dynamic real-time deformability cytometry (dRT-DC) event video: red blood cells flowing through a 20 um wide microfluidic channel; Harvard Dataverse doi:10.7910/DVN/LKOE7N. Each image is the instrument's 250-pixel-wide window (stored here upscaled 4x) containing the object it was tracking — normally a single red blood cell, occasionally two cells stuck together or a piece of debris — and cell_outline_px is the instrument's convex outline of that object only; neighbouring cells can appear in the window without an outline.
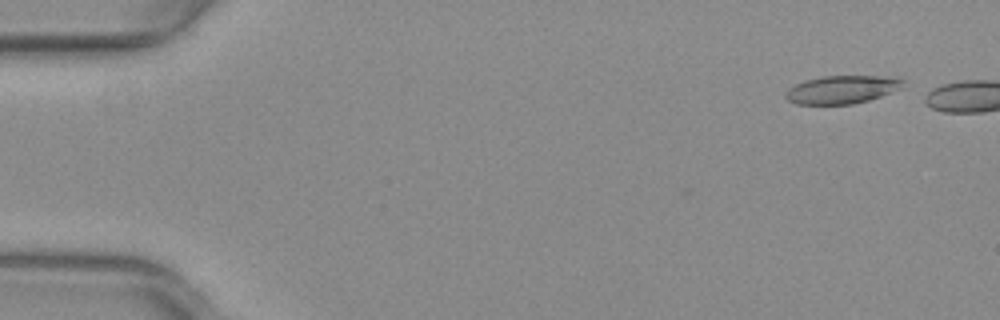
{"species": "common noctule bat (a hibernating species)", "species_latin": "Nyctalus noctula", "temperature_condition": "warm", "stored_images_in_passage": 6, "camera_frame_rate_fps": 3000, "um_per_image_px": 0.085, "animal": {"sex": "female", "body_mass_g": 29.2, "forearm_length_mm": 56.3}, "frame": {"image": 1, "passage_image": 3, "time_ms": 0.667, "image_size_px": [1000, 320], "cell_outline_px": [[904, 88], [868, 100], [852, 104], [796, 104], [788, 100], [784, 96], [784, 92], [788, 88], [804, 80], [824, 76], [904, 76]], "centroid_in_image_um": [71.62, 7.59], "position_along_channel_um": 13.4, "area_um2": 19.54}}